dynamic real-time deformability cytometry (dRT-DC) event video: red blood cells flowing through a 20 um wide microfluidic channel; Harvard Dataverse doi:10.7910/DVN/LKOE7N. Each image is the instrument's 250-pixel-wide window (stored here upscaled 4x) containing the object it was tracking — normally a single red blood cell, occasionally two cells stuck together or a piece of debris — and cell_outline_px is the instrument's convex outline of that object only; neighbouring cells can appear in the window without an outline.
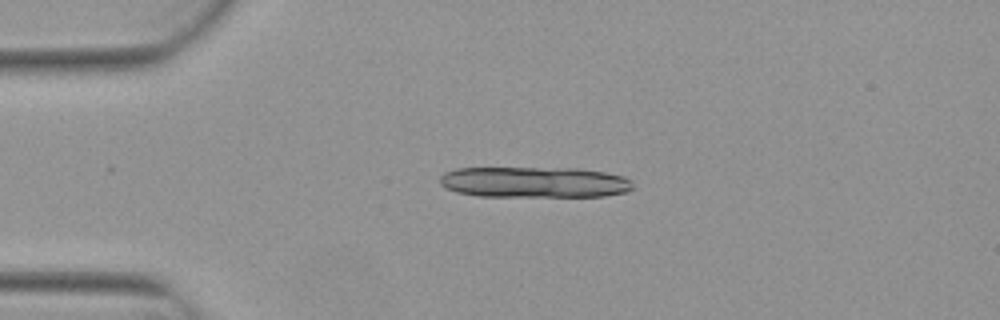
{"species": "Egyptian fruit bat (a non-hibernating species)", "species_latin": "Rousettus aegyptiacus", "temperature_condition": "warm", "stored_images_in_passage": 3, "camera_frame_rate_fps": 3000, "um_per_image_px": 0.085, "animal": {"sex": "female"}, "frame": {"image": 1, "passage_image": 2, "time_ms": 0.333, "image_size_px": [1000, 320], "cell_outline_px": [[632, 188], [624, 192], [604, 196], [476, 196], [456, 192], [440, 184], [440, 176], [444, 172], [456, 168], [580, 168], [604, 172], [624, 176], [632, 180]], "centroid_in_image_um": [45.41, 15.48], "position_along_channel_um": 39.6, "area_um2": 34.85}}